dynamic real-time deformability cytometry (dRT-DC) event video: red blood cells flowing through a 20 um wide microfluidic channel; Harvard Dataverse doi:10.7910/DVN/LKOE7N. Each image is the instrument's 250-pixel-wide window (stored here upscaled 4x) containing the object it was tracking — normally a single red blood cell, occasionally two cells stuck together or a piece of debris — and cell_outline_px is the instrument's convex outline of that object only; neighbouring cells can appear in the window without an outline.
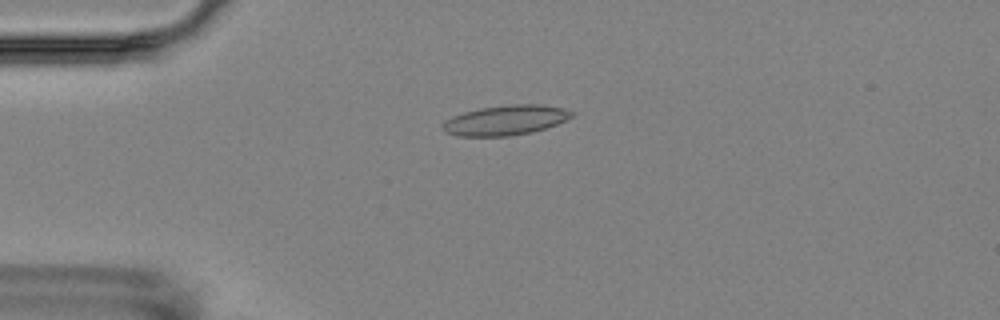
{"species": "Egyptian fruit bat (a non-hibernating species)", "species_latin": "Rousettus aegyptiacus", "temperature_condition": "room temperature", "stored_images_in_passage": 17, "camera_frame_rate_fps": 3000, "um_per_image_px": 0.085, "animal": {"sex": "female"}, "frame": {"image": 1, "passage_image": 5, "time_ms": 4.333, "image_size_px": [1000, 320], "cell_outline_px": [[576, 112], [572, 116], [556, 124], [532, 132], [508, 136], [460, 136], [444, 132], [440, 128], [440, 124], [444, 120], [452, 116], [464, 112], [480, 108], [512, 104], [540, 104], [564, 108]], "centroid_in_image_um": [42.92, 10.21], "position_along_channel_um": 42.1, "area_um2": 22.6}}
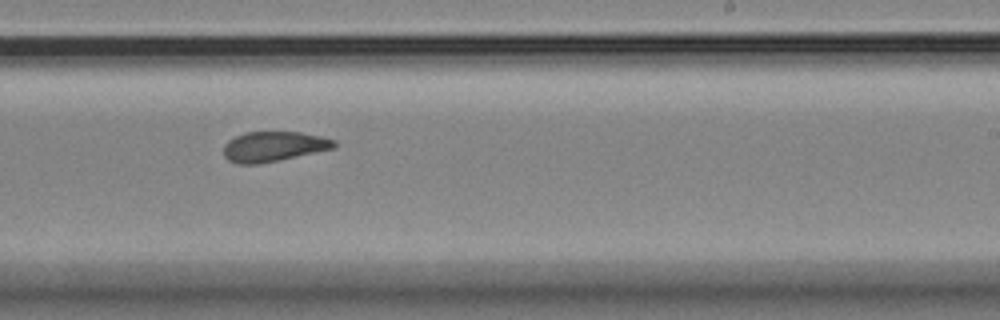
{"frame": {"image": 2, "passage_image": 11, "time_ms": 11.333, "image_size_px": [1000, 320], "cell_outline_px": [[336, 148], [280, 160], [260, 164], [236, 164], [228, 160], [224, 156], [224, 144], [228, 140], [244, 132], [300, 132], [320, 136], [336, 140]], "centroid_in_image_um": [23.26, 12.46], "position_along_channel_um": 265.7, "area_um2": 19.54}}
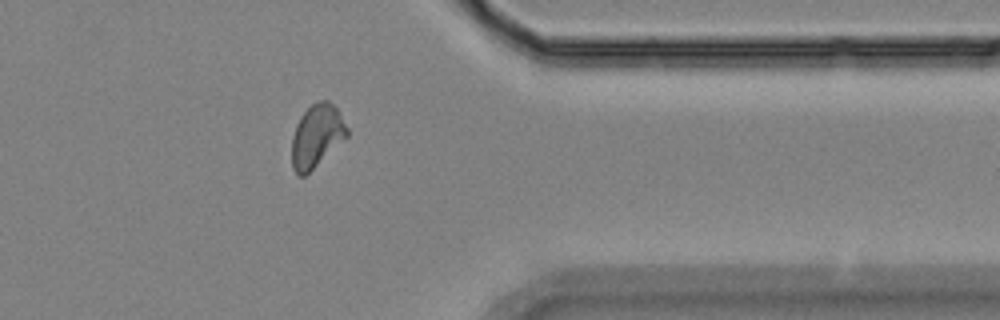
{"frame": {"image": 3, "passage_image": 14, "time_ms": 15.0, "image_size_px": [1000, 320], "cell_outline_px": [[348, 136], [304, 176], [296, 176], [292, 168], [292, 136], [296, 124], [300, 116], [316, 100], [328, 100], [336, 108], [348, 128]], "centroid_in_image_um": [26.9, 11.55], "position_along_channel_um": 384.5, "area_um2": 20.11}, "authors_computed_cell_mechanics": {"area_um2": 20.1144, "velocity_mm_per_s": 3.5351, "shape_relaxation_time_tau1_ms": null, "shape_relaxation_time_tau2_ms": 2.5902, "deformation_change_tau1": null, "deformation_change_tau2": 0.0758}}